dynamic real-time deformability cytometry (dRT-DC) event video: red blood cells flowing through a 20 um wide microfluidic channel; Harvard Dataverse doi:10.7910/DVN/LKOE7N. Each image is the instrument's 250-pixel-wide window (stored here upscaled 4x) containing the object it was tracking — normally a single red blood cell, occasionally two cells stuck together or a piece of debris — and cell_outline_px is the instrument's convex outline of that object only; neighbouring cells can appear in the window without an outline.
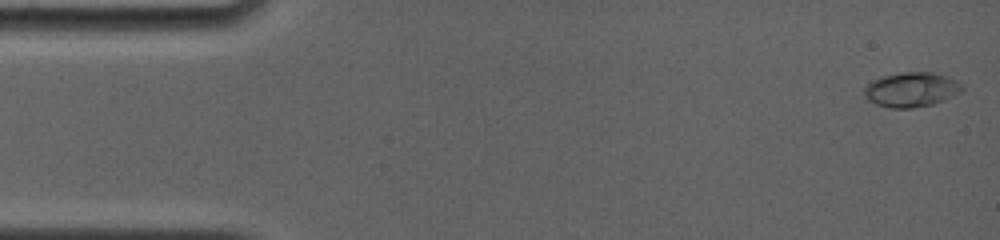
{"species": "common noctule bat (a hibernating species)", "species_latin": "Nyctalus noctula", "temperature_condition": "room temperature", "stored_images_in_passage": 36, "camera_frame_rate_fps": 4000, "um_per_image_px": 0.085, "animal": {"sex": "female", "body_mass_g": 19.0, "forearm_length_mm": 56.7}, "frame": {"image": 1, "passage_image": 1, "time_ms": 0.0, "image_size_px": [1000, 240], "cell_outline_px": [[964, 88], [960, 92], [944, 100], [932, 104], [912, 108], [892, 108], [876, 104], [868, 100], [864, 96], [864, 88], [872, 80], [880, 76], [904, 72], [932, 72], [948, 76], [964, 84]], "centroid_in_image_um": [77.47, 7.6], "position_along_channel_um": 7.5, "area_um2": 19.88}}
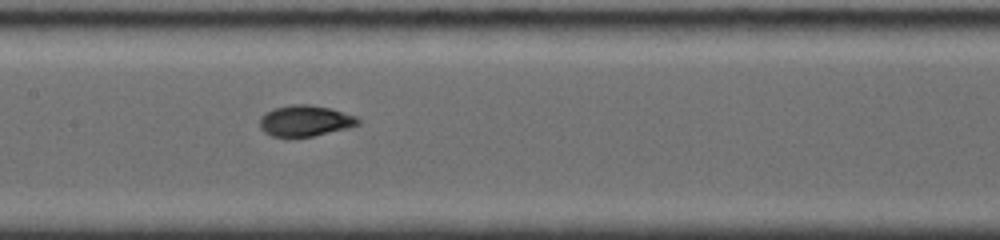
{"frame": {"image": 2, "passage_image": 18, "time_ms": 7.75, "image_size_px": [1000, 240], "cell_outline_px": [[360, 124], [348, 128], [312, 136], [272, 136], [264, 132], [260, 128], [260, 116], [264, 112], [272, 108], [292, 104], [312, 104], [328, 108], [356, 116], [360, 120]], "centroid_in_image_um": [25.91, 10.25], "position_along_channel_um": 181.5, "area_um2": 17.74}}
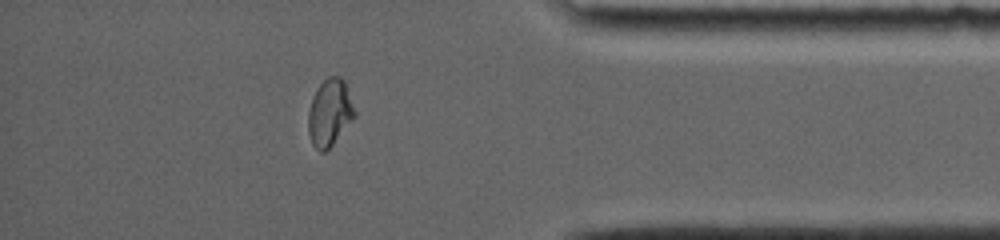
{"frame": {"image": 3, "passage_image": 31, "time_ms": 14.0, "image_size_px": [1000, 240], "cell_outline_px": [[356, 116], [332, 144], [324, 152], [320, 152], [312, 144], [308, 132], [308, 112], [312, 96], [316, 88], [328, 76], [340, 76], [344, 80], [356, 112]], "centroid_in_image_um": [28.01, 9.56], "position_along_channel_um": 407.2, "area_um2": 18.09}, "authors_computed_cell_mechanics": {"area_um2": 17.7157, "velocity_mm_per_s": 3.8218, "shape_relaxation_time_tau1_ms": 5.2434, "shape_relaxation_time_tau2_ms": null, "deformation_change_tau1": 0.1708, "deformation_change_tau2": null}}